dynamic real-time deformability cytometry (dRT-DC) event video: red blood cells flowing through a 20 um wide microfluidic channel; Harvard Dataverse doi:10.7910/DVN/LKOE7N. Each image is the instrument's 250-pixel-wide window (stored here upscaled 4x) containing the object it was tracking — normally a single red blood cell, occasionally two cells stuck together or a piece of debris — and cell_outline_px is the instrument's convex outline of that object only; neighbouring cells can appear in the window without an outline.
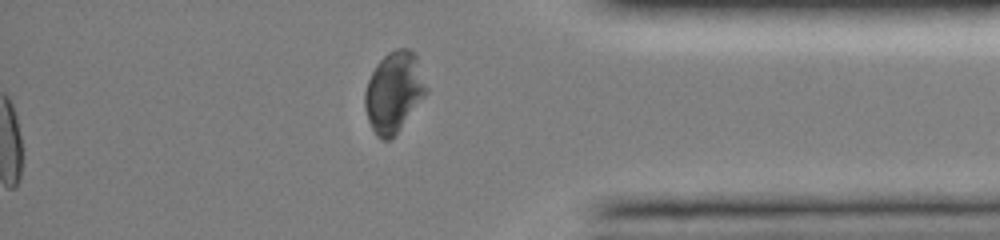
{"species": "common noctule bat (a hibernating species)", "species_latin": "Nyctalus noctula", "temperature_condition": "room temperature", "stored_images_in_passage": 49, "segment_of_instrument_passage": [2, 2], "camera_frame_rate_fps": 3000, "um_per_image_px": 0.085, "animal": {"sex": "female", "body_mass_g": 19.0, "forearm_length_mm": 51.5}, "frame": {"image": 1, "passage_image": 49, "time_ms": 16.0, "image_size_px": [1000, 240], "cell_outline_px": [[428, 92], [396, 132], [388, 140], [380, 140], [376, 136], [368, 120], [364, 108], [364, 92], [368, 80], [376, 64], [388, 52], [396, 48], [408, 48], [416, 52], [428, 88]], "centroid_in_image_um": [33.48, 7.78], "position_along_channel_um": 401.7, "area_um2": 28.84}}